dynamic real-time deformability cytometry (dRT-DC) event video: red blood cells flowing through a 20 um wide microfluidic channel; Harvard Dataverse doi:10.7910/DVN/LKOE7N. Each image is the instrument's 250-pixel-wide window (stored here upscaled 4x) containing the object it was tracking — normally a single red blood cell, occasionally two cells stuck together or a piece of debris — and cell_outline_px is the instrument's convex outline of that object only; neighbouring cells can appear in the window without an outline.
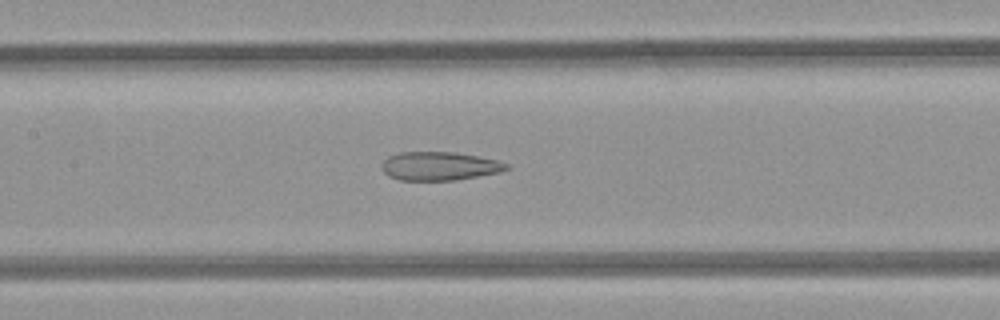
{"species": "common noctule bat (a hibernating species)", "species_latin": "Nyctalus noctula", "temperature_condition": "room temperature", "stored_images_in_passage": 51, "camera_frame_rate_fps": 3000, "um_per_image_px": 0.085, "animal": {"sex": "female", "body_mass_g": 21.9}, "frame": {"image": 1, "passage_image": 24, "time_ms": 7.667, "image_size_px": [1000, 320], "cell_outline_px": [[512, 168], [500, 172], [456, 180], [400, 180], [388, 176], [380, 168], [380, 164], [388, 156], [400, 152], [452, 152], [476, 156], [496, 160], [508, 164]], "centroid_in_image_um": [37.32, 14.12], "position_along_channel_um": 170.1, "area_um2": 20.81}}
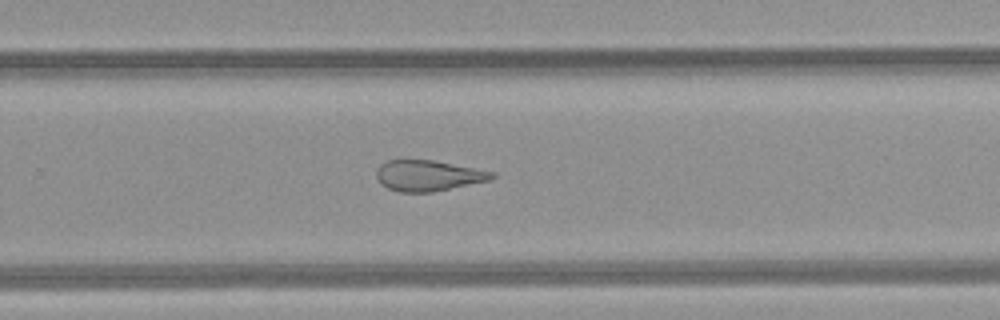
{"frame": {"image": 2, "passage_image": 33, "time_ms": 10.667, "image_size_px": [1000, 320], "cell_outline_px": [[496, 176], [488, 180], [432, 192], [400, 192], [388, 188], [380, 184], [376, 176], [376, 168], [380, 164], [388, 160], [432, 160], [496, 172]], "centroid_in_image_um": [36.35, 14.92], "position_along_channel_um": 293.4, "area_um2": 20.58}}
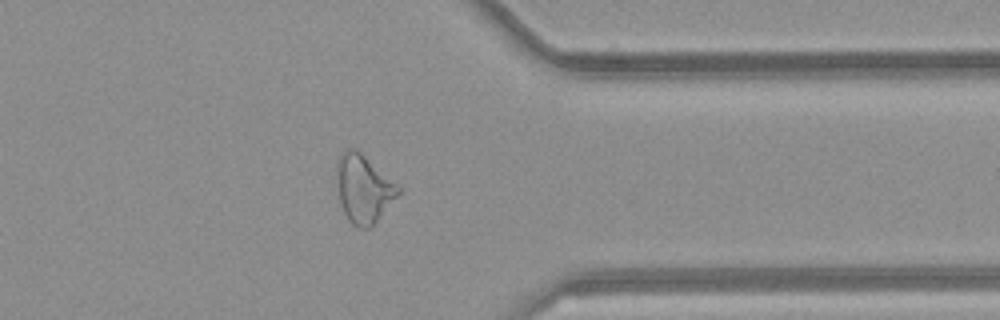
{"frame": {"image": 3, "passage_image": 40, "time_ms": 13.0, "image_size_px": [1000, 320], "cell_outline_px": [[400, 192], [372, 228], [356, 228], [348, 220], [344, 212], [340, 200], [336, 172], [336, 164], [340, 156], [348, 148], [356, 148], [400, 188]], "centroid_in_image_um": [30.89, 16.08], "position_along_channel_um": 380.5, "area_um2": 23.99}, "authors_computed_cell_mechanics": {"area_um2": 26.9348, "velocity_mm_per_s": 4.1368, "shape_relaxation_time_tau1_ms": null, "shape_relaxation_time_tau2_ms": 3.147, "deformation_change_tau1": null, "deformation_change_tau2": 0.1428}}